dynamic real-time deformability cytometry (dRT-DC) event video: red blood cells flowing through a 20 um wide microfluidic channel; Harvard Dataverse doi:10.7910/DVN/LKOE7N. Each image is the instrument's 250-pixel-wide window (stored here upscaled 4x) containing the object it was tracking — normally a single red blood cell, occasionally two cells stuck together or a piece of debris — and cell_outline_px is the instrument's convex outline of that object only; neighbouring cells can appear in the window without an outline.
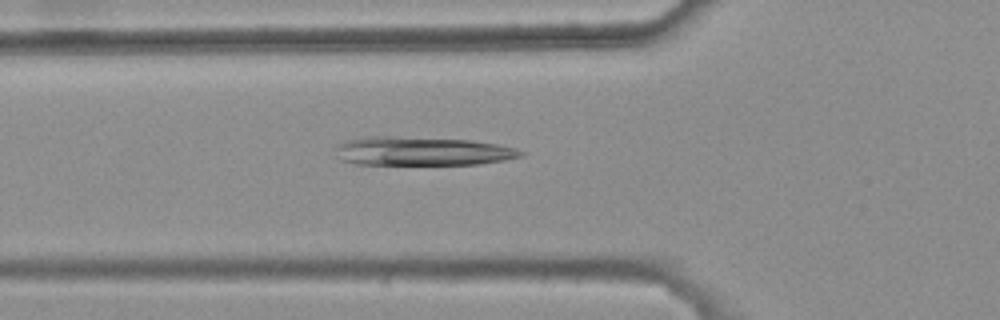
{"species": "common noctule bat (a hibernating species)", "species_latin": "Nyctalus noctula", "temperature_condition": "warm", "stored_images_in_passage": 39, "camera_frame_rate_fps": 3000, "um_per_image_px": 0.085, "animal": {"sex": "female", "body_mass_g": 25.1}, "frame": {"image": 1, "passage_image": 10, "time_ms": 3.0, "image_size_px": [1000, 320], "cell_outline_px": [[524, 152], [520, 156], [504, 160], [480, 164], [356, 164], [340, 160], [336, 148], [344, 140], [368, 136], [388, 136], [472, 140], [496, 144], [516, 148]], "centroid_in_image_um": [35.86, 12.84], "position_along_channel_um": 89.9, "area_um2": 30.87}}
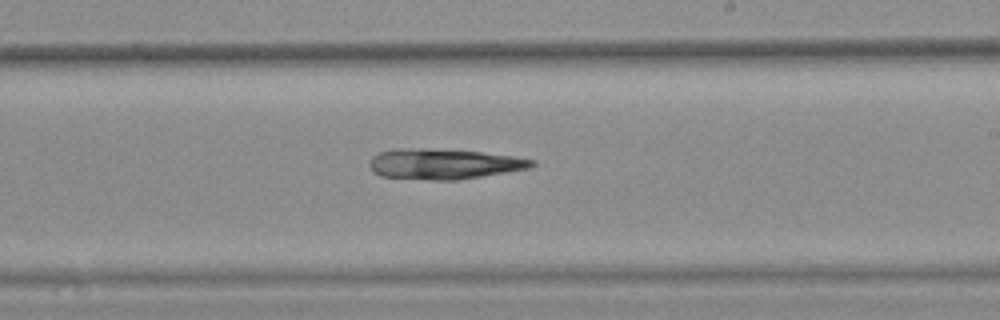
{"frame": {"image": 2, "passage_image": 23, "time_ms": 7.333, "image_size_px": [1000, 320], "cell_outline_px": [[536, 164], [532, 168], [456, 180], [428, 180], [380, 176], [372, 172], [368, 164], [372, 156], [380, 152], [392, 148], [428, 148], [480, 152], [512, 156], [536, 160]], "centroid_in_image_um": [37.69, 13.93], "position_along_channel_um": 251.3, "area_um2": 29.02}}
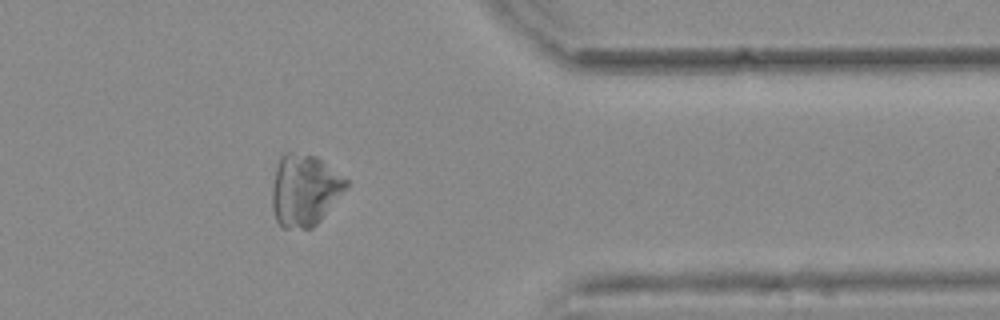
{"frame": {"image": 3, "passage_image": 35, "time_ms": 11.333, "image_size_px": [1000, 320], "cell_outline_px": [[352, 180], [320, 220], [312, 228], [280, 228], [276, 220], [272, 208], [272, 184], [276, 168], [280, 156], [284, 152], [292, 152], [316, 156]], "centroid_in_image_um": [25.89, 16.14], "position_along_channel_um": 385.5, "area_um2": 31.15}}